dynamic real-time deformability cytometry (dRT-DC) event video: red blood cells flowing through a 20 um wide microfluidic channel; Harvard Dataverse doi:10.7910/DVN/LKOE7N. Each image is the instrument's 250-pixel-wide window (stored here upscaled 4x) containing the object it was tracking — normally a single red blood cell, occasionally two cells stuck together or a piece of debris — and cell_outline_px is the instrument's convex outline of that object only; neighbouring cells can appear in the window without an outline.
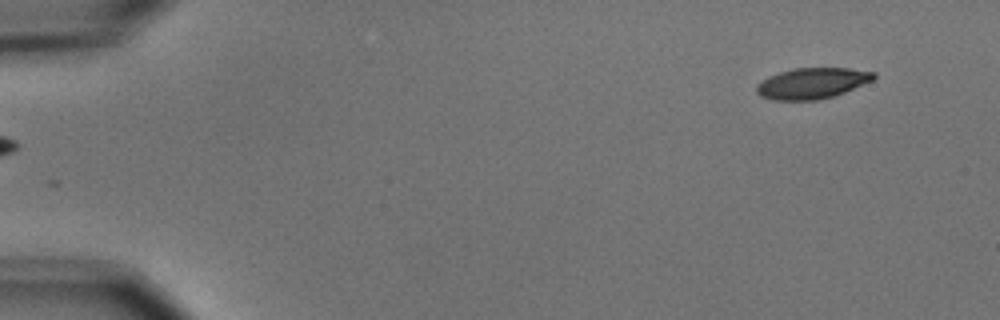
{"species": "common noctule bat (a hibernating species)", "species_latin": "Nyctalus noctula", "temperature_condition": "cold", "stored_images_in_passage": 6, "camera_frame_rate_fps": 3000, "um_per_image_px": 0.085, "animal": {"sex": "male", "body_mass_g": 15.6}, "frame": {"image": 1, "passage_image": 1, "time_ms": 0.0, "image_size_px": [1000, 320], "cell_outline_px": [[876, 76], [872, 80], [844, 92], [832, 96], [816, 100], [772, 100], [760, 96], [756, 92], [756, 84], [768, 76], [780, 72], [796, 68], [848, 68], [876, 72]], "centroid_in_image_um": [68.99, 7.07], "position_along_channel_um": 16.0, "area_um2": 20.98}}
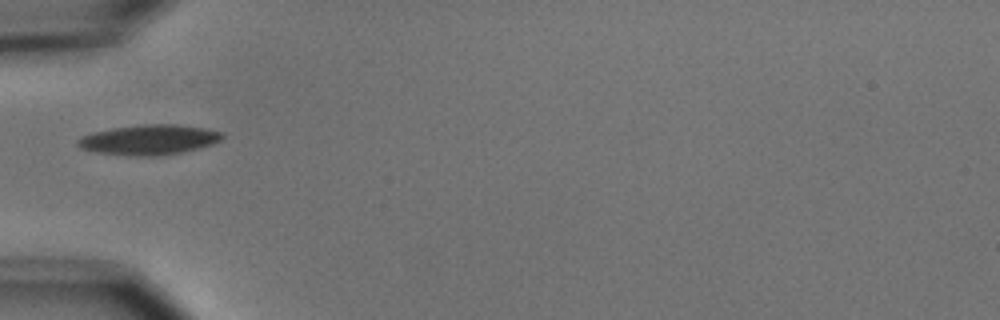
{"frame": {"image": 2, "passage_image": 5, "time_ms": 4.667, "image_size_px": [1000, 320], "cell_outline_px": [[224, 136], [220, 140], [212, 144], [184, 152], [164, 156], [132, 156], [96, 152], [80, 148], [76, 144], [76, 140], [80, 136], [92, 132], [112, 128], [144, 124], [176, 124], [204, 128], [220, 132]], "centroid_in_image_um": [12.63, 11.88], "position_along_channel_um": 72.4, "area_um2": 25.49}}
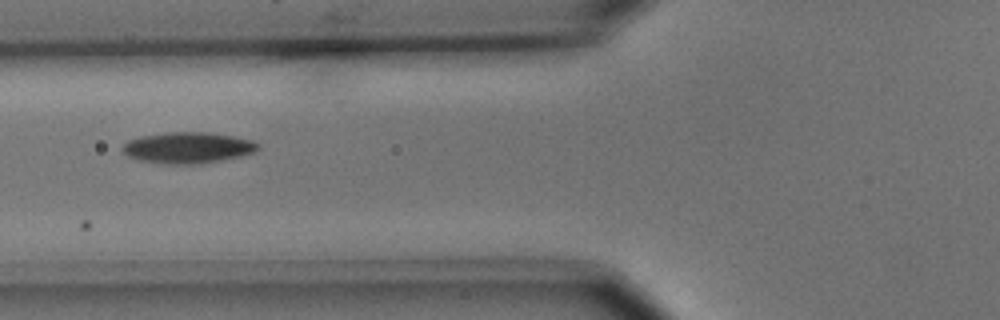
{"frame": {"image": 3, "passage_image": 6, "time_ms": 5.667, "image_size_px": [1000, 320], "cell_outline_px": [[260, 148], [252, 152], [240, 156], [200, 164], [168, 164], [140, 160], [128, 156], [120, 148], [128, 140], [140, 136], [164, 132], [212, 132], [252, 140], [260, 144]], "centroid_in_image_um": [15.95, 12.54], "position_along_channel_um": 109.8, "area_um2": 24.62}}